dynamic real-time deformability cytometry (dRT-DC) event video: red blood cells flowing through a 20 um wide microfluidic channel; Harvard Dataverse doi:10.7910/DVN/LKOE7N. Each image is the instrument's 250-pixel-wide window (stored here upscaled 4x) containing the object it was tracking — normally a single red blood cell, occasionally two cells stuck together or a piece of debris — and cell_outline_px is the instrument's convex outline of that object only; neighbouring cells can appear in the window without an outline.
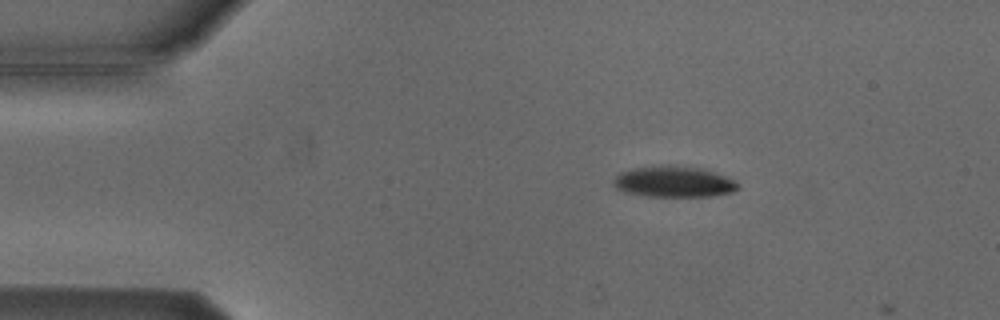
{"species": "Egyptian fruit bat (a non-hibernating species)", "species_latin": "Rousettus aegyptiacus", "temperature_condition": "cold", "stored_images_in_passage": 4, "camera_frame_rate_fps": 3000, "um_per_image_px": 0.085, "animal": {"sex": "male"}, "frame": {"image": 1, "passage_image": 2, "time_ms": 1.333, "image_size_px": [1000, 320], "cell_outline_px": [[740, 188], [732, 192], [712, 196], [648, 196], [628, 192], [616, 188], [612, 184], [612, 180], [620, 172], [632, 168], [660, 164], [668, 164], [700, 168], [736, 180], [740, 184]], "centroid_in_image_um": [57.27, 15.43], "position_along_channel_um": 27.7, "area_um2": 22.66}}